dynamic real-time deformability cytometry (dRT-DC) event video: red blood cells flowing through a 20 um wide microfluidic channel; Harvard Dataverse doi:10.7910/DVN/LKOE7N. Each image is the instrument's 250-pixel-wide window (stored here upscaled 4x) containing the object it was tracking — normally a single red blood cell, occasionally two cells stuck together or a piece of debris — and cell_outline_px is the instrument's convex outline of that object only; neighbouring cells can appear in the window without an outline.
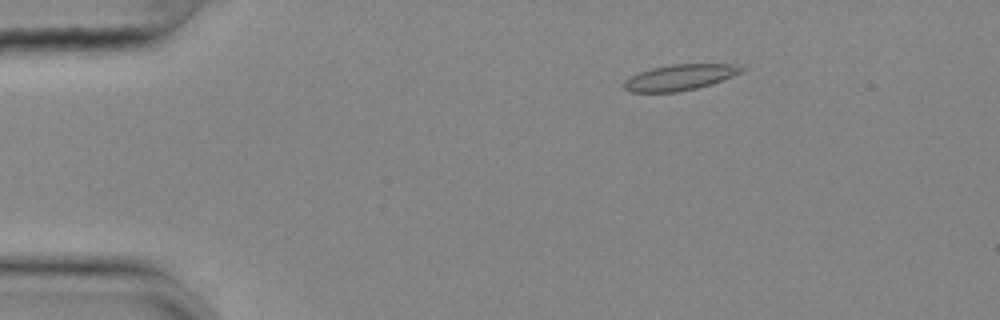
{"species": "common noctule bat (a hibernating species)", "species_latin": "Nyctalus noctula", "temperature_condition": "cold", "stored_images_in_passage": 53, "camera_frame_rate_fps": 3000, "um_per_image_px": 0.085, "animal": {"sex": "female", "body_mass_g": 25.1}, "frame": {"image": 1, "passage_image": 7, "time_ms": 2.0, "image_size_px": [1000, 320], "cell_outline_px": [[748, 68], [732, 76], [696, 88], [676, 92], [628, 92], [624, 88], [624, 80], [640, 72], [652, 68], [668, 64], [732, 64]], "centroid_in_image_um": [57.75, 6.57], "position_along_channel_um": 27.2, "area_um2": 17.46}}
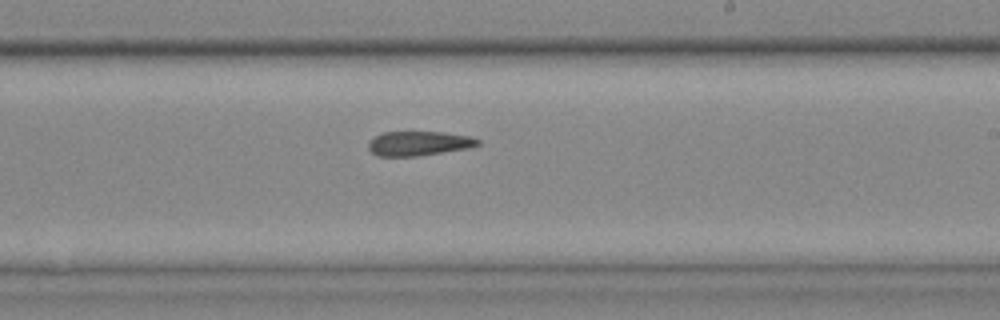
{"frame": {"image": 2, "passage_image": 31, "time_ms": 10.0, "image_size_px": [1000, 320], "cell_outline_px": [[480, 144], [468, 148], [416, 156], [380, 156], [372, 152], [368, 148], [368, 144], [376, 136], [384, 132], [444, 132], [468, 136], [480, 140]], "centroid_in_image_um": [35.61, 12.19], "position_along_channel_um": 253.4, "area_um2": 15.32}}
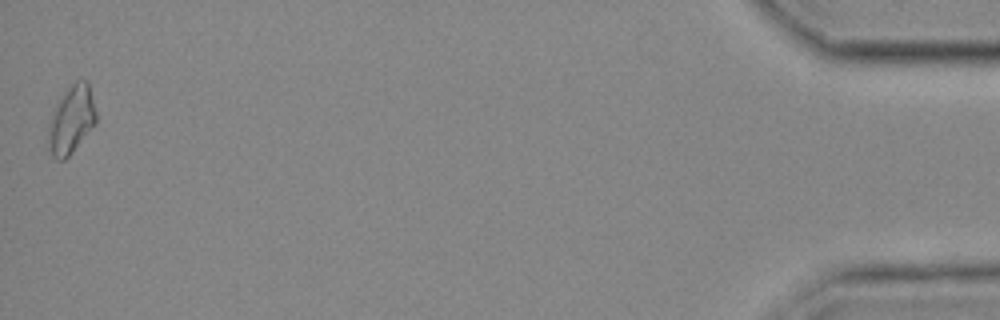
{"frame": {"image": 3, "passage_image": 53, "time_ms": 17.333, "image_size_px": [1000, 320], "cell_outline_px": [[96, 124], [72, 152], [64, 160], [56, 160], [52, 156], [48, 148], [48, 124], [56, 104], [60, 96], [76, 80], [88, 80], [96, 112]], "centroid_in_image_um": [6.06, 10.18], "position_along_channel_um": 429.1, "area_um2": 19.02}, "authors_computed_cell_mechanics": {"area_um2": 16.6464, "velocity_mm_per_s": 3.6401, "shape_relaxation_time_tau1_ms": null, "shape_relaxation_time_tau2_ms": 5.2872, "deformation_change_tau1": null, "deformation_change_tau2": 0.1252}}